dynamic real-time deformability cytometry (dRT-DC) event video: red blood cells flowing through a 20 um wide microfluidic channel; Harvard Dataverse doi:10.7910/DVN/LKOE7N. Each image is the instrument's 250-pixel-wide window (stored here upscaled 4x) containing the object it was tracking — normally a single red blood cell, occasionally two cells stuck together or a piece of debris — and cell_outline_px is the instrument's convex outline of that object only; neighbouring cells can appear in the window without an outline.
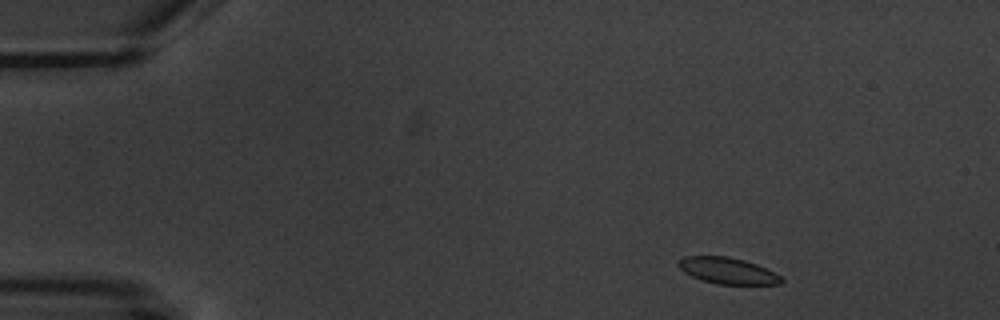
{"species": "common noctule bat (a hibernating species)", "species_latin": "Nyctalus noctula", "temperature_condition": "warm", "stored_images_in_passage": 2, "camera_frame_rate_fps": 3000, "um_per_image_px": 0.085, "animal": {"sex": "male", "body_mass_g": 20.1, "forearm_length_mm": 53.5}, "frame": {"image": 1, "passage_image": 1, "time_ms": 0.0, "image_size_px": [1000, 320], "cell_outline_px": [[784, 280], [780, 284], [716, 284], [692, 276], [684, 272], [676, 264], [684, 256], [728, 256], [744, 260], [756, 264], [780, 276]], "centroid_in_image_um": [61.82, 23.0], "position_along_channel_um": 23.2, "area_um2": 15.55}}